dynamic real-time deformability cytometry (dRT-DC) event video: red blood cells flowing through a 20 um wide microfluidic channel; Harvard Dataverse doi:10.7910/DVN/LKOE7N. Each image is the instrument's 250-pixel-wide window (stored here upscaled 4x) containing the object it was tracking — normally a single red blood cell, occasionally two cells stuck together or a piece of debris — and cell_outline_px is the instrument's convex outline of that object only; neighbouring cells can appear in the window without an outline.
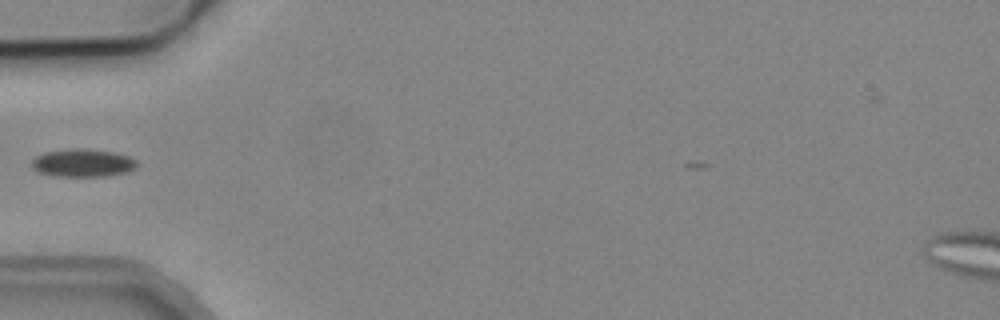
{"species": "common noctule bat (a hibernating species)", "species_latin": "Nyctalus noctula", "temperature_condition": "cold", "stored_images_in_passage": 5, "camera_frame_rate_fps": 3000, "um_per_image_px": 0.085, "animal": {"sex": "male", "body_mass_g": 19.2, "forearm_length_mm": 51.8}, "frame": {"image": 1, "passage_image": 5, "time_ms": 4.667, "image_size_px": [1000, 320], "cell_outline_px": [[136, 168], [128, 172], [104, 176], [56, 176], [36, 172], [32, 168], [32, 160], [36, 156], [44, 152], [68, 148], [84, 148], [112, 152], [128, 156], [136, 160]], "centroid_in_image_um": [7.0, 13.84], "position_along_channel_um": 78.0, "area_um2": 17.22}}